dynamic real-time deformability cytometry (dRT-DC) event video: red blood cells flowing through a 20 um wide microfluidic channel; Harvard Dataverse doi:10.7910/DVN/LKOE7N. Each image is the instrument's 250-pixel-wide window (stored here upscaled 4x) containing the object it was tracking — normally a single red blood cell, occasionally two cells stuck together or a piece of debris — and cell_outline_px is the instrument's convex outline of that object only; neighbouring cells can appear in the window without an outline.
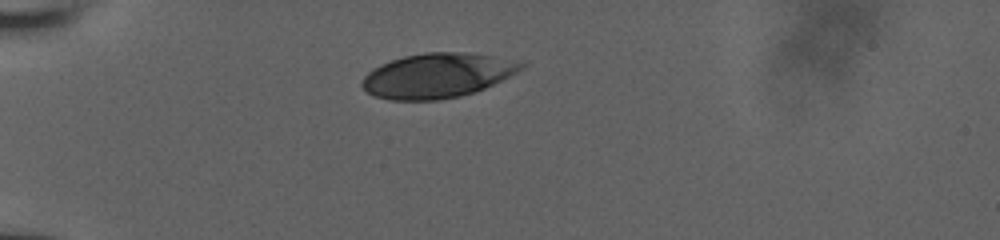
{"species": "human", "species_latin": "Homo sapiens", "temperature_condition": "room temperature", "stored_images_in_passage": 22, "camera_frame_rate_fps": 3000, "um_per_image_px": 0.085, "donor": {"sex": "male"}, "frame": {"image": 1, "passage_image": 1, "time_ms": 0.0, "image_size_px": [1000, 240], "cell_outline_px": [[528, 60], [524, 68], [484, 88], [460, 96], [436, 100], [388, 100], [372, 96], [360, 84], [364, 76], [372, 68], [380, 64], [404, 56], [424, 52], [468, 52]], "centroid_in_image_um": [37.21, 6.4], "position_along_channel_um": 47.8, "area_um2": 41.85}}
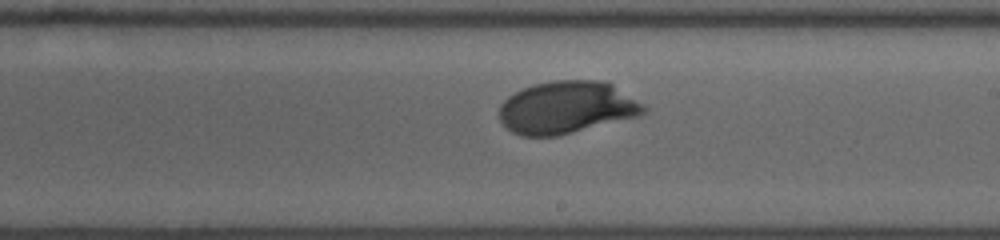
{"frame": {"image": 2, "passage_image": 13, "time_ms": 6.0, "image_size_px": [1000, 240], "cell_outline_px": [[648, 112], [636, 116], [556, 136], [520, 136], [512, 132], [500, 120], [500, 104], [508, 96], [532, 84], [552, 80], [604, 80], [612, 84], [644, 104], [648, 108]], "centroid_in_image_um": [48.16, 9.12], "position_along_channel_um": 240.8, "area_um2": 43.93}}
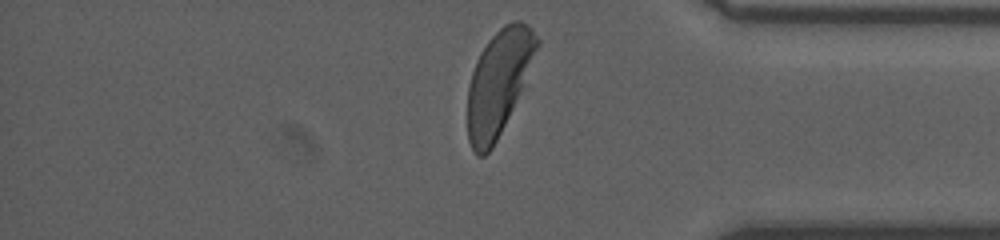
{"frame": {"image": 3, "passage_image": 22, "time_ms": 10.333, "image_size_px": [1000, 240], "cell_outline_px": [[540, 44], [512, 108], [492, 148], [484, 156], [476, 156], [468, 140], [468, 84], [476, 60], [480, 52], [488, 40], [504, 24], [512, 20], [520, 20], [528, 24], [532, 28], [540, 40]], "centroid_in_image_um": [42.36, 6.97], "position_along_channel_um": 392.8, "area_um2": 41.67}, "authors_computed_cell_mechanics": {"area_um2": 44.0147, "velocity_mm_per_s": 3.8003, "shape_relaxation_time_tau1_ms": 2.0598, "shape_relaxation_time_tau2_ms": null, "deformation_change_tau1": 0.1493, "deformation_change_tau2": null}}